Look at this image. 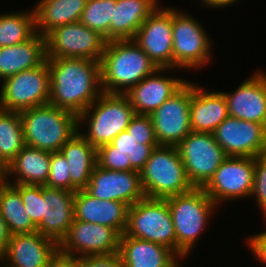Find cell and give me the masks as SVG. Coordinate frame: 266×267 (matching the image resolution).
Here are the masks:
<instances>
[{
  "label": "cell",
  "mask_w": 266,
  "mask_h": 267,
  "mask_svg": "<svg viewBox=\"0 0 266 267\" xmlns=\"http://www.w3.org/2000/svg\"><path fill=\"white\" fill-rule=\"evenodd\" d=\"M116 0H87L80 22L110 41V23Z\"/></svg>",
  "instance_id": "d6a6232c"
},
{
  "label": "cell",
  "mask_w": 266,
  "mask_h": 267,
  "mask_svg": "<svg viewBox=\"0 0 266 267\" xmlns=\"http://www.w3.org/2000/svg\"><path fill=\"white\" fill-rule=\"evenodd\" d=\"M51 152L25 145L2 171V178L16 176L10 184L45 185L50 171ZM15 174V175H14Z\"/></svg>",
  "instance_id": "d4e9b609"
},
{
  "label": "cell",
  "mask_w": 266,
  "mask_h": 267,
  "mask_svg": "<svg viewBox=\"0 0 266 267\" xmlns=\"http://www.w3.org/2000/svg\"><path fill=\"white\" fill-rule=\"evenodd\" d=\"M126 130L139 144L159 145L149 115L135 114Z\"/></svg>",
  "instance_id": "8d00e7d4"
},
{
  "label": "cell",
  "mask_w": 266,
  "mask_h": 267,
  "mask_svg": "<svg viewBox=\"0 0 266 267\" xmlns=\"http://www.w3.org/2000/svg\"><path fill=\"white\" fill-rule=\"evenodd\" d=\"M121 235L113 228L75 220L58 244V251L72 257L119 252Z\"/></svg>",
  "instance_id": "5bb4252c"
},
{
  "label": "cell",
  "mask_w": 266,
  "mask_h": 267,
  "mask_svg": "<svg viewBox=\"0 0 266 267\" xmlns=\"http://www.w3.org/2000/svg\"><path fill=\"white\" fill-rule=\"evenodd\" d=\"M160 145L139 144L132 150V171L140 172L149 159L152 151Z\"/></svg>",
  "instance_id": "ab89813d"
},
{
  "label": "cell",
  "mask_w": 266,
  "mask_h": 267,
  "mask_svg": "<svg viewBox=\"0 0 266 267\" xmlns=\"http://www.w3.org/2000/svg\"><path fill=\"white\" fill-rule=\"evenodd\" d=\"M229 116L266 126V73L260 71L233 92H223Z\"/></svg>",
  "instance_id": "d6986e66"
},
{
  "label": "cell",
  "mask_w": 266,
  "mask_h": 267,
  "mask_svg": "<svg viewBox=\"0 0 266 267\" xmlns=\"http://www.w3.org/2000/svg\"><path fill=\"white\" fill-rule=\"evenodd\" d=\"M0 109L20 112L49 103L50 71L47 59L39 66L3 80Z\"/></svg>",
  "instance_id": "ba28073f"
},
{
  "label": "cell",
  "mask_w": 266,
  "mask_h": 267,
  "mask_svg": "<svg viewBox=\"0 0 266 267\" xmlns=\"http://www.w3.org/2000/svg\"><path fill=\"white\" fill-rule=\"evenodd\" d=\"M118 253L123 267H181L180 257L168 247L124 234Z\"/></svg>",
  "instance_id": "603a6c76"
},
{
  "label": "cell",
  "mask_w": 266,
  "mask_h": 267,
  "mask_svg": "<svg viewBox=\"0 0 266 267\" xmlns=\"http://www.w3.org/2000/svg\"><path fill=\"white\" fill-rule=\"evenodd\" d=\"M87 0H40L34 7L36 32L46 36L51 30L78 22Z\"/></svg>",
  "instance_id": "f1b7e54d"
},
{
  "label": "cell",
  "mask_w": 266,
  "mask_h": 267,
  "mask_svg": "<svg viewBox=\"0 0 266 267\" xmlns=\"http://www.w3.org/2000/svg\"><path fill=\"white\" fill-rule=\"evenodd\" d=\"M128 206L114 200H99L85 190H78L74 195L75 220L102 224L115 229L120 235L127 225Z\"/></svg>",
  "instance_id": "7402d4cb"
},
{
  "label": "cell",
  "mask_w": 266,
  "mask_h": 267,
  "mask_svg": "<svg viewBox=\"0 0 266 267\" xmlns=\"http://www.w3.org/2000/svg\"><path fill=\"white\" fill-rule=\"evenodd\" d=\"M46 60L45 36L36 33L31 39L0 48V80L32 69Z\"/></svg>",
  "instance_id": "484cf974"
},
{
  "label": "cell",
  "mask_w": 266,
  "mask_h": 267,
  "mask_svg": "<svg viewBox=\"0 0 266 267\" xmlns=\"http://www.w3.org/2000/svg\"><path fill=\"white\" fill-rule=\"evenodd\" d=\"M173 69H199L211 61V41L193 16L172 8Z\"/></svg>",
  "instance_id": "9c48e42d"
},
{
  "label": "cell",
  "mask_w": 266,
  "mask_h": 267,
  "mask_svg": "<svg viewBox=\"0 0 266 267\" xmlns=\"http://www.w3.org/2000/svg\"><path fill=\"white\" fill-rule=\"evenodd\" d=\"M135 114L125 94L103 92L78 116V125L82 123L84 125V122L89 119L87 133L80 131V128L78 131L97 149L110 143L118 134L126 130Z\"/></svg>",
  "instance_id": "8992f818"
},
{
  "label": "cell",
  "mask_w": 266,
  "mask_h": 267,
  "mask_svg": "<svg viewBox=\"0 0 266 267\" xmlns=\"http://www.w3.org/2000/svg\"><path fill=\"white\" fill-rule=\"evenodd\" d=\"M57 252L58 244L38 231L14 234L11 235L0 261L9 262L5 267H48Z\"/></svg>",
  "instance_id": "ac0fdd59"
},
{
  "label": "cell",
  "mask_w": 266,
  "mask_h": 267,
  "mask_svg": "<svg viewBox=\"0 0 266 267\" xmlns=\"http://www.w3.org/2000/svg\"><path fill=\"white\" fill-rule=\"evenodd\" d=\"M140 180L145 197L151 199H166L194 188L176 146L156 147L140 171Z\"/></svg>",
  "instance_id": "5b68a950"
},
{
  "label": "cell",
  "mask_w": 266,
  "mask_h": 267,
  "mask_svg": "<svg viewBox=\"0 0 266 267\" xmlns=\"http://www.w3.org/2000/svg\"><path fill=\"white\" fill-rule=\"evenodd\" d=\"M168 69L157 68L125 93L136 114L150 115L187 82L161 74Z\"/></svg>",
  "instance_id": "44dd1931"
},
{
  "label": "cell",
  "mask_w": 266,
  "mask_h": 267,
  "mask_svg": "<svg viewBox=\"0 0 266 267\" xmlns=\"http://www.w3.org/2000/svg\"><path fill=\"white\" fill-rule=\"evenodd\" d=\"M11 233L9 232L7 223L0 212V257L5 253Z\"/></svg>",
  "instance_id": "ee69618b"
},
{
  "label": "cell",
  "mask_w": 266,
  "mask_h": 267,
  "mask_svg": "<svg viewBox=\"0 0 266 267\" xmlns=\"http://www.w3.org/2000/svg\"><path fill=\"white\" fill-rule=\"evenodd\" d=\"M158 7V0H116L110 23V41L133 40L142 23Z\"/></svg>",
  "instance_id": "4316f807"
},
{
  "label": "cell",
  "mask_w": 266,
  "mask_h": 267,
  "mask_svg": "<svg viewBox=\"0 0 266 267\" xmlns=\"http://www.w3.org/2000/svg\"><path fill=\"white\" fill-rule=\"evenodd\" d=\"M251 196H256L257 204L266 217V153L255 157V172ZM266 219V218H265Z\"/></svg>",
  "instance_id": "74e56055"
},
{
  "label": "cell",
  "mask_w": 266,
  "mask_h": 267,
  "mask_svg": "<svg viewBox=\"0 0 266 267\" xmlns=\"http://www.w3.org/2000/svg\"><path fill=\"white\" fill-rule=\"evenodd\" d=\"M157 68L134 40L108 41L100 60L102 91L125 94Z\"/></svg>",
  "instance_id": "7a4b0ae2"
},
{
  "label": "cell",
  "mask_w": 266,
  "mask_h": 267,
  "mask_svg": "<svg viewBox=\"0 0 266 267\" xmlns=\"http://www.w3.org/2000/svg\"><path fill=\"white\" fill-rule=\"evenodd\" d=\"M36 33L34 10L0 15V48L23 43Z\"/></svg>",
  "instance_id": "1f68e13d"
},
{
  "label": "cell",
  "mask_w": 266,
  "mask_h": 267,
  "mask_svg": "<svg viewBox=\"0 0 266 267\" xmlns=\"http://www.w3.org/2000/svg\"><path fill=\"white\" fill-rule=\"evenodd\" d=\"M48 267H81V257H72L58 251L51 258Z\"/></svg>",
  "instance_id": "7bdbcfd3"
},
{
  "label": "cell",
  "mask_w": 266,
  "mask_h": 267,
  "mask_svg": "<svg viewBox=\"0 0 266 267\" xmlns=\"http://www.w3.org/2000/svg\"><path fill=\"white\" fill-rule=\"evenodd\" d=\"M176 236V254L187 256L202 234L217 205L203 188L166 198ZM202 231V232H201Z\"/></svg>",
  "instance_id": "277c9868"
},
{
  "label": "cell",
  "mask_w": 266,
  "mask_h": 267,
  "mask_svg": "<svg viewBox=\"0 0 266 267\" xmlns=\"http://www.w3.org/2000/svg\"><path fill=\"white\" fill-rule=\"evenodd\" d=\"M20 192L25 209L37 227L43 217V192L42 185L13 184Z\"/></svg>",
  "instance_id": "836d02e7"
},
{
  "label": "cell",
  "mask_w": 266,
  "mask_h": 267,
  "mask_svg": "<svg viewBox=\"0 0 266 267\" xmlns=\"http://www.w3.org/2000/svg\"><path fill=\"white\" fill-rule=\"evenodd\" d=\"M192 82L187 81L149 116L159 145L177 146L192 130L190 101Z\"/></svg>",
  "instance_id": "4fadbf2b"
},
{
  "label": "cell",
  "mask_w": 266,
  "mask_h": 267,
  "mask_svg": "<svg viewBox=\"0 0 266 267\" xmlns=\"http://www.w3.org/2000/svg\"><path fill=\"white\" fill-rule=\"evenodd\" d=\"M228 104L222 91H205L192 82L190 101V126L194 132L213 134L227 117Z\"/></svg>",
  "instance_id": "cb8c5ba5"
},
{
  "label": "cell",
  "mask_w": 266,
  "mask_h": 267,
  "mask_svg": "<svg viewBox=\"0 0 266 267\" xmlns=\"http://www.w3.org/2000/svg\"><path fill=\"white\" fill-rule=\"evenodd\" d=\"M44 186L71 191L69 165L60 151L51 152L49 176Z\"/></svg>",
  "instance_id": "e575fe53"
},
{
  "label": "cell",
  "mask_w": 266,
  "mask_h": 267,
  "mask_svg": "<svg viewBox=\"0 0 266 267\" xmlns=\"http://www.w3.org/2000/svg\"><path fill=\"white\" fill-rule=\"evenodd\" d=\"M50 71L49 103L79 116L103 93L100 61L46 58Z\"/></svg>",
  "instance_id": "6da1fadb"
},
{
  "label": "cell",
  "mask_w": 266,
  "mask_h": 267,
  "mask_svg": "<svg viewBox=\"0 0 266 267\" xmlns=\"http://www.w3.org/2000/svg\"><path fill=\"white\" fill-rule=\"evenodd\" d=\"M106 39L80 21L51 30L45 36L46 58H85L100 61Z\"/></svg>",
  "instance_id": "8fae6325"
},
{
  "label": "cell",
  "mask_w": 266,
  "mask_h": 267,
  "mask_svg": "<svg viewBox=\"0 0 266 267\" xmlns=\"http://www.w3.org/2000/svg\"><path fill=\"white\" fill-rule=\"evenodd\" d=\"M226 156L252 157L266 153V126L228 116L214 131Z\"/></svg>",
  "instance_id": "9a60e30c"
},
{
  "label": "cell",
  "mask_w": 266,
  "mask_h": 267,
  "mask_svg": "<svg viewBox=\"0 0 266 267\" xmlns=\"http://www.w3.org/2000/svg\"><path fill=\"white\" fill-rule=\"evenodd\" d=\"M123 234L164 245L176 253L175 228L166 199L145 197L130 206Z\"/></svg>",
  "instance_id": "52a82bcc"
},
{
  "label": "cell",
  "mask_w": 266,
  "mask_h": 267,
  "mask_svg": "<svg viewBox=\"0 0 266 267\" xmlns=\"http://www.w3.org/2000/svg\"><path fill=\"white\" fill-rule=\"evenodd\" d=\"M71 175V191L84 190L97 165V149L78 131L60 149Z\"/></svg>",
  "instance_id": "83f0119b"
},
{
  "label": "cell",
  "mask_w": 266,
  "mask_h": 267,
  "mask_svg": "<svg viewBox=\"0 0 266 267\" xmlns=\"http://www.w3.org/2000/svg\"><path fill=\"white\" fill-rule=\"evenodd\" d=\"M176 147L195 188H203L227 157L211 133L191 131Z\"/></svg>",
  "instance_id": "30bf717a"
},
{
  "label": "cell",
  "mask_w": 266,
  "mask_h": 267,
  "mask_svg": "<svg viewBox=\"0 0 266 267\" xmlns=\"http://www.w3.org/2000/svg\"><path fill=\"white\" fill-rule=\"evenodd\" d=\"M133 40L158 68H173L172 8L159 5L139 27Z\"/></svg>",
  "instance_id": "2e32d148"
},
{
  "label": "cell",
  "mask_w": 266,
  "mask_h": 267,
  "mask_svg": "<svg viewBox=\"0 0 266 267\" xmlns=\"http://www.w3.org/2000/svg\"><path fill=\"white\" fill-rule=\"evenodd\" d=\"M0 212L11 235L37 231L25 209L19 190L2 177H0Z\"/></svg>",
  "instance_id": "f546056e"
},
{
  "label": "cell",
  "mask_w": 266,
  "mask_h": 267,
  "mask_svg": "<svg viewBox=\"0 0 266 267\" xmlns=\"http://www.w3.org/2000/svg\"><path fill=\"white\" fill-rule=\"evenodd\" d=\"M254 172L255 158L227 156L203 189L216 205L251 197Z\"/></svg>",
  "instance_id": "7c38bea8"
},
{
  "label": "cell",
  "mask_w": 266,
  "mask_h": 267,
  "mask_svg": "<svg viewBox=\"0 0 266 267\" xmlns=\"http://www.w3.org/2000/svg\"><path fill=\"white\" fill-rule=\"evenodd\" d=\"M202 5H208L211 8H223L232 5L233 3L237 2L238 0H200Z\"/></svg>",
  "instance_id": "f6af8a7d"
},
{
  "label": "cell",
  "mask_w": 266,
  "mask_h": 267,
  "mask_svg": "<svg viewBox=\"0 0 266 267\" xmlns=\"http://www.w3.org/2000/svg\"><path fill=\"white\" fill-rule=\"evenodd\" d=\"M84 190L99 200H114L128 207L145 198L140 172L111 171L97 165Z\"/></svg>",
  "instance_id": "e0dca14e"
},
{
  "label": "cell",
  "mask_w": 266,
  "mask_h": 267,
  "mask_svg": "<svg viewBox=\"0 0 266 267\" xmlns=\"http://www.w3.org/2000/svg\"><path fill=\"white\" fill-rule=\"evenodd\" d=\"M25 144L48 152H59L76 133L78 116L48 103L19 112Z\"/></svg>",
  "instance_id": "3957f363"
},
{
  "label": "cell",
  "mask_w": 266,
  "mask_h": 267,
  "mask_svg": "<svg viewBox=\"0 0 266 267\" xmlns=\"http://www.w3.org/2000/svg\"><path fill=\"white\" fill-rule=\"evenodd\" d=\"M110 144L112 146H115L117 150L122 151L125 153L131 162V171H132V150L135 146H138L139 143H137L132 136L128 133L127 130L122 131L120 134H118L111 142Z\"/></svg>",
  "instance_id": "60d3db41"
},
{
  "label": "cell",
  "mask_w": 266,
  "mask_h": 267,
  "mask_svg": "<svg viewBox=\"0 0 266 267\" xmlns=\"http://www.w3.org/2000/svg\"><path fill=\"white\" fill-rule=\"evenodd\" d=\"M97 166L111 171H131L128 156L110 143L97 148Z\"/></svg>",
  "instance_id": "d590c367"
},
{
  "label": "cell",
  "mask_w": 266,
  "mask_h": 267,
  "mask_svg": "<svg viewBox=\"0 0 266 267\" xmlns=\"http://www.w3.org/2000/svg\"><path fill=\"white\" fill-rule=\"evenodd\" d=\"M25 145L19 112L0 109V169L2 171Z\"/></svg>",
  "instance_id": "4dcf8cb0"
},
{
  "label": "cell",
  "mask_w": 266,
  "mask_h": 267,
  "mask_svg": "<svg viewBox=\"0 0 266 267\" xmlns=\"http://www.w3.org/2000/svg\"><path fill=\"white\" fill-rule=\"evenodd\" d=\"M43 217L37 231L57 244L66 236L74 221L75 192L42 185Z\"/></svg>",
  "instance_id": "ffe728a7"
},
{
  "label": "cell",
  "mask_w": 266,
  "mask_h": 267,
  "mask_svg": "<svg viewBox=\"0 0 266 267\" xmlns=\"http://www.w3.org/2000/svg\"><path fill=\"white\" fill-rule=\"evenodd\" d=\"M81 267H123L118 252L113 254L87 255L81 257Z\"/></svg>",
  "instance_id": "f35d334b"
},
{
  "label": "cell",
  "mask_w": 266,
  "mask_h": 267,
  "mask_svg": "<svg viewBox=\"0 0 266 267\" xmlns=\"http://www.w3.org/2000/svg\"><path fill=\"white\" fill-rule=\"evenodd\" d=\"M247 239L248 247L251 249L256 259L266 264V231L252 235Z\"/></svg>",
  "instance_id": "b9f144b4"
}]
</instances>
